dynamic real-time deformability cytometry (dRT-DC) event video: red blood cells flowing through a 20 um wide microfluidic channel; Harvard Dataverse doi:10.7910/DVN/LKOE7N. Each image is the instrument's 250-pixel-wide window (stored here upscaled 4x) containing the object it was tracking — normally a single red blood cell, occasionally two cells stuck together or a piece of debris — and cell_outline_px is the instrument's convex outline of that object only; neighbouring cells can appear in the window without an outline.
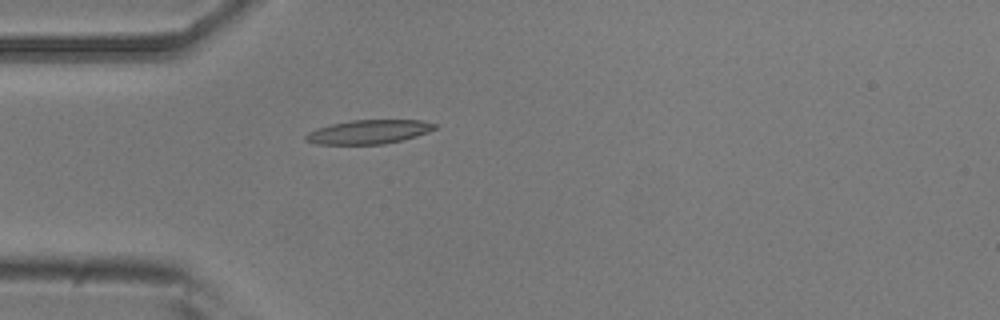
{"species": "common noctule bat (a hibernating species)", "species_latin": "Nyctalus noctula", "temperature_condition": "room temperature", "stored_images_in_passage": 3, "camera_frame_rate_fps": 3000, "um_per_image_px": 0.085, "animal": {"sex": "male", "body_mass_g": 20.5, "forearm_length_mm": 52.5}, "frame": {"image": 1, "passage_image": 3, "time_ms": 0.667, "image_size_px": [1000, 320], "cell_outline_px": [[436, 128], [428, 132], [416, 136], [384, 144], [316, 144], [304, 140], [304, 136], [308, 132], [316, 128], [332, 124], [352, 120], [420, 120], [436, 124]], "centroid_in_image_um": [31.31, 11.21], "position_along_channel_um": 53.7, "area_um2": 17.92}}